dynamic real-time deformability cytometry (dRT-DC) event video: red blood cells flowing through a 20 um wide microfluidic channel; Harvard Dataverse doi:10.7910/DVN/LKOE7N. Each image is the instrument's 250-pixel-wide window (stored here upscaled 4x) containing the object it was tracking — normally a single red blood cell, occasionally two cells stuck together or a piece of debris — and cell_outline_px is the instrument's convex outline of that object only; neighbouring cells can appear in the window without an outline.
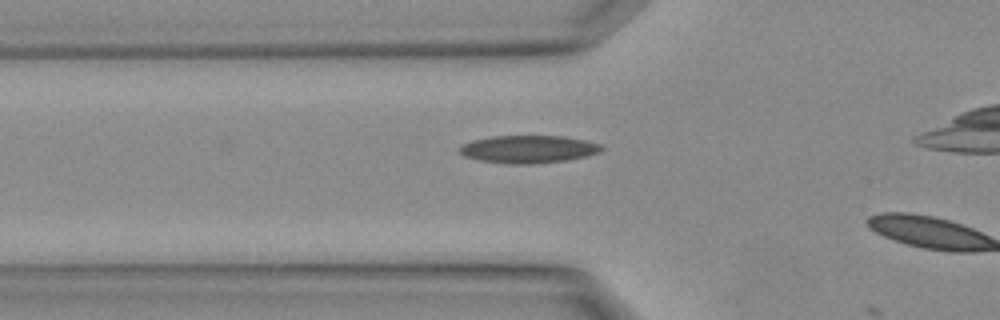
{"species": "Egyptian fruit bat (a non-hibernating species)", "species_latin": "Rousettus aegyptiacus", "temperature_condition": "warm", "stored_images_in_passage": 6, "camera_frame_rate_fps": 3000, "um_per_image_px": 0.085, "animal": {"sex": "female"}, "frame": {"image": 1, "passage_image": 4, "time_ms": 1.0, "image_size_px": [1000, 320], "cell_outline_px": [[604, 148], [600, 152], [588, 156], [564, 160], [536, 164], [508, 164], [480, 160], [464, 156], [456, 152], [456, 148], [460, 144], [472, 140], [492, 136], [564, 136], [584, 140], [600, 144]], "centroid_in_image_um": [44.85, 12.68], "position_along_channel_um": 81.0, "area_um2": 23.18}}